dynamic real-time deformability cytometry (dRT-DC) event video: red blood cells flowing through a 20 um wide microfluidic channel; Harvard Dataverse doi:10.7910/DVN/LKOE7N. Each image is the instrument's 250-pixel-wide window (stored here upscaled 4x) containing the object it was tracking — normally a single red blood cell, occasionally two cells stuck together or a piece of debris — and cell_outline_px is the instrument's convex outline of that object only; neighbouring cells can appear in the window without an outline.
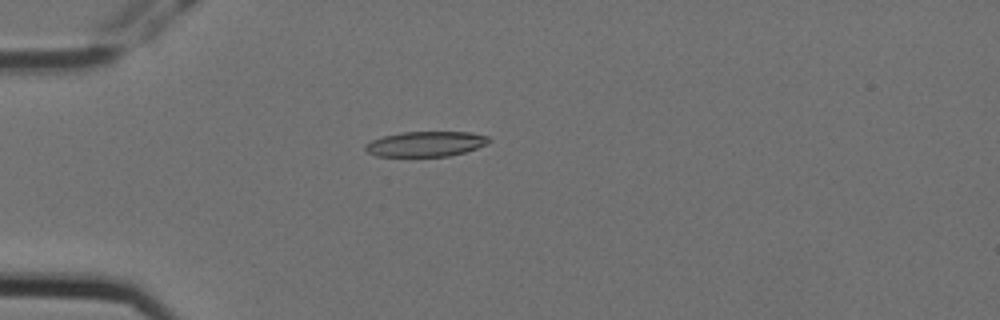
{"species": "Egyptian fruit bat (a non-hibernating species)", "species_latin": "Rousettus aegyptiacus", "temperature_condition": "cold", "stored_images_in_passage": 3, "camera_frame_rate_fps": 3000, "um_per_image_px": 0.085, "animal": {"sex": "female"}, "frame": {"image": 1, "passage_image": 3, "time_ms": 0.667, "image_size_px": [1000, 320], "cell_outline_px": [[488, 144], [464, 152], [448, 156], [376, 156], [368, 152], [364, 148], [364, 144], [372, 140], [384, 136], [400, 132], [472, 132], [488, 136]], "centroid_in_image_um": [36.17, 12.23], "position_along_channel_um": 48.8, "area_um2": 18.03}}